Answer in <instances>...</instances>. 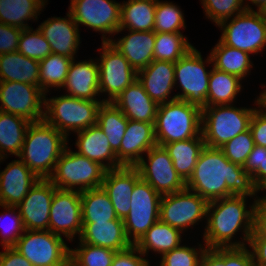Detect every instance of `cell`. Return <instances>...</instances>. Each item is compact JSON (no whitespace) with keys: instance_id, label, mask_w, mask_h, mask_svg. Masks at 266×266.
Masks as SVG:
<instances>
[{"instance_id":"d590c367","label":"cell","mask_w":266,"mask_h":266,"mask_svg":"<svg viewBox=\"0 0 266 266\" xmlns=\"http://www.w3.org/2000/svg\"><path fill=\"white\" fill-rule=\"evenodd\" d=\"M47 0H0V23L30 28L28 20H37ZM35 18V19H34Z\"/></svg>"},{"instance_id":"ee69618b","label":"cell","mask_w":266,"mask_h":266,"mask_svg":"<svg viewBox=\"0 0 266 266\" xmlns=\"http://www.w3.org/2000/svg\"><path fill=\"white\" fill-rule=\"evenodd\" d=\"M206 17L215 25L230 19L245 10H253L252 7L244 5L243 0H201Z\"/></svg>"},{"instance_id":"b9f144b4","label":"cell","mask_w":266,"mask_h":266,"mask_svg":"<svg viewBox=\"0 0 266 266\" xmlns=\"http://www.w3.org/2000/svg\"><path fill=\"white\" fill-rule=\"evenodd\" d=\"M116 251L87 243H79L75 249H70V259L77 266H111Z\"/></svg>"},{"instance_id":"6da1fadb","label":"cell","mask_w":266,"mask_h":266,"mask_svg":"<svg viewBox=\"0 0 266 266\" xmlns=\"http://www.w3.org/2000/svg\"><path fill=\"white\" fill-rule=\"evenodd\" d=\"M186 188L208 202L229 197L257 195L252 176L240 165L230 162L220 148L205 146Z\"/></svg>"},{"instance_id":"7c38bea8","label":"cell","mask_w":266,"mask_h":266,"mask_svg":"<svg viewBox=\"0 0 266 266\" xmlns=\"http://www.w3.org/2000/svg\"><path fill=\"white\" fill-rule=\"evenodd\" d=\"M208 201L187 188L162 195L159 220L182 232L207 216Z\"/></svg>"},{"instance_id":"277c9868","label":"cell","mask_w":266,"mask_h":266,"mask_svg":"<svg viewBox=\"0 0 266 266\" xmlns=\"http://www.w3.org/2000/svg\"><path fill=\"white\" fill-rule=\"evenodd\" d=\"M158 146L196 138L201 134L202 109L183 100L159 104L154 124Z\"/></svg>"},{"instance_id":"60d3db41","label":"cell","mask_w":266,"mask_h":266,"mask_svg":"<svg viewBox=\"0 0 266 266\" xmlns=\"http://www.w3.org/2000/svg\"><path fill=\"white\" fill-rule=\"evenodd\" d=\"M184 14L179 6L168 1L157 0L155 11V33H181L186 28Z\"/></svg>"},{"instance_id":"681fc988","label":"cell","mask_w":266,"mask_h":266,"mask_svg":"<svg viewBox=\"0 0 266 266\" xmlns=\"http://www.w3.org/2000/svg\"><path fill=\"white\" fill-rule=\"evenodd\" d=\"M143 256L144 255L132 245L124 251L116 252L111 266H150L149 260L143 258Z\"/></svg>"},{"instance_id":"7bdbcfd3","label":"cell","mask_w":266,"mask_h":266,"mask_svg":"<svg viewBox=\"0 0 266 266\" xmlns=\"http://www.w3.org/2000/svg\"><path fill=\"white\" fill-rule=\"evenodd\" d=\"M33 30L31 27L22 30L17 51L28 58L40 61L51 54L52 50L41 31L38 28Z\"/></svg>"},{"instance_id":"c3c4849f","label":"cell","mask_w":266,"mask_h":266,"mask_svg":"<svg viewBox=\"0 0 266 266\" xmlns=\"http://www.w3.org/2000/svg\"><path fill=\"white\" fill-rule=\"evenodd\" d=\"M243 168L252 176L256 188L262 192L266 186V147L254 145Z\"/></svg>"},{"instance_id":"11a10c76","label":"cell","mask_w":266,"mask_h":266,"mask_svg":"<svg viewBox=\"0 0 266 266\" xmlns=\"http://www.w3.org/2000/svg\"><path fill=\"white\" fill-rule=\"evenodd\" d=\"M0 252V266H34L14 247H3Z\"/></svg>"},{"instance_id":"4fadbf2b","label":"cell","mask_w":266,"mask_h":266,"mask_svg":"<svg viewBox=\"0 0 266 266\" xmlns=\"http://www.w3.org/2000/svg\"><path fill=\"white\" fill-rule=\"evenodd\" d=\"M101 50V51H100ZM99 90L108 93L103 102H113L135 80L137 72L131 67L128 60L109 42H102L99 49ZM102 52V53H101Z\"/></svg>"},{"instance_id":"9f6ffc18","label":"cell","mask_w":266,"mask_h":266,"mask_svg":"<svg viewBox=\"0 0 266 266\" xmlns=\"http://www.w3.org/2000/svg\"><path fill=\"white\" fill-rule=\"evenodd\" d=\"M199 266H226L225 248L206 249L201 257Z\"/></svg>"},{"instance_id":"5b68a950","label":"cell","mask_w":266,"mask_h":266,"mask_svg":"<svg viewBox=\"0 0 266 266\" xmlns=\"http://www.w3.org/2000/svg\"><path fill=\"white\" fill-rule=\"evenodd\" d=\"M102 103L65 94L48 99L45 96L44 120L68 138L70 131L76 133L97 124Z\"/></svg>"},{"instance_id":"52a82bcc","label":"cell","mask_w":266,"mask_h":266,"mask_svg":"<svg viewBox=\"0 0 266 266\" xmlns=\"http://www.w3.org/2000/svg\"><path fill=\"white\" fill-rule=\"evenodd\" d=\"M66 147L49 180L57 189L83 192L102 187L106 169Z\"/></svg>"},{"instance_id":"91938a15","label":"cell","mask_w":266,"mask_h":266,"mask_svg":"<svg viewBox=\"0 0 266 266\" xmlns=\"http://www.w3.org/2000/svg\"><path fill=\"white\" fill-rule=\"evenodd\" d=\"M248 1L254 4L258 8L257 9L258 11H263L266 8V0H248Z\"/></svg>"},{"instance_id":"2e32d148","label":"cell","mask_w":266,"mask_h":266,"mask_svg":"<svg viewBox=\"0 0 266 266\" xmlns=\"http://www.w3.org/2000/svg\"><path fill=\"white\" fill-rule=\"evenodd\" d=\"M0 111L25 118L29 122L44 119L45 93L40 87L21 82H0Z\"/></svg>"},{"instance_id":"f907efd6","label":"cell","mask_w":266,"mask_h":266,"mask_svg":"<svg viewBox=\"0 0 266 266\" xmlns=\"http://www.w3.org/2000/svg\"><path fill=\"white\" fill-rule=\"evenodd\" d=\"M21 28L0 23V54L17 51Z\"/></svg>"},{"instance_id":"e575fe53","label":"cell","mask_w":266,"mask_h":266,"mask_svg":"<svg viewBox=\"0 0 266 266\" xmlns=\"http://www.w3.org/2000/svg\"><path fill=\"white\" fill-rule=\"evenodd\" d=\"M82 223L108 222L119 219L103 187L80 192Z\"/></svg>"},{"instance_id":"8d00e7d4","label":"cell","mask_w":266,"mask_h":266,"mask_svg":"<svg viewBox=\"0 0 266 266\" xmlns=\"http://www.w3.org/2000/svg\"><path fill=\"white\" fill-rule=\"evenodd\" d=\"M242 79L239 77L219 71L214 67L209 76V88L206 100L207 106L233 105L237 94L241 92Z\"/></svg>"},{"instance_id":"7a4b0ae2","label":"cell","mask_w":266,"mask_h":266,"mask_svg":"<svg viewBox=\"0 0 266 266\" xmlns=\"http://www.w3.org/2000/svg\"><path fill=\"white\" fill-rule=\"evenodd\" d=\"M247 196L232 195L208 203L206 228L203 239L207 249L245 247L253 232L254 203L247 210ZM243 230V239L233 241L238 230ZM247 242V243H245Z\"/></svg>"},{"instance_id":"680465c9","label":"cell","mask_w":266,"mask_h":266,"mask_svg":"<svg viewBox=\"0 0 266 266\" xmlns=\"http://www.w3.org/2000/svg\"><path fill=\"white\" fill-rule=\"evenodd\" d=\"M255 104L258 105L257 108L261 109L266 114V89L260 93V96L255 100Z\"/></svg>"},{"instance_id":"44dd1931","label":"cell","mask_w":266,"mask_h":266,"mask_svg":"<svg viewBox=\"0 0 266 266\" xmlns=\"http://www.w3.org/2000/svg\"><path fill=\"white\" fill-rule=\"evenodd\" d=\"M38 181L20 159L13 160L0 171V205L17 206Z\"/></svg>"},{"instance_id":"ab89813d","label":"cell","mask_w":266,"mask_h":266,"mask_svg":"<svg viewBox=\"0 0 266 266\" xmlns=\"http://www.w3.org/2000/svg\"><path fill=\"white\" fill-rule=\"evenodd\" d=\"M193 47L182 33H156L153 58L176 63Z\"/></svg>"},{"instance_id":"7402d4cb","label":"cell","mask_w":266,"mask_h":266,"mask_svg":"<svg viewBox=\"0 0 266 266\" xmlns=\"http://www.w3.org/2000/svg\"><path fill=\"white\" fill-rule=\"evenodd\" d=\"M140 174L135 167L123 166L118 169L106 170L102 187L113 204L116 215L124 220L131 208L130 197Z\"/></svg>"},{"instance_id":"f35d334b","label":"cell","mask_w":266,"mask_h":266,"mask_svg":"<svg viewBox=\"0 0 266 266\" xmlns=\"http://www.w3.org/2000/svg\"><path fill=\"white\" fill-rule=\"evenodd\" d=\"M72 60L67 56L51 53L39 61L40 88L45 96L50 87L62 88Z\"/></svg>"},{"instance_id":"484cf974","label":"cell","mask_w":266,"mask_h":266,"mask_svg":"<svg viewBox=\"0 0 266 266\" xmlns=\"http://www.w3.org/2000/svg\"><path fill=\"white\" fill-rule=\"evenodd\" d=\"M128 35L109 43L128 60L131 67L140 71L147 67L153 60L156 33L154 31H131Z\"/></svg>"},{"instance_id":"5bb4252c","label":"cell","mask_w":266,"mask_h":266,"mask_svg":"<svg viewBox=\"0 0 266 266\" xmlns=\"http://www.w3.org/2000/svg\"><path fill=\"white\" fill-rule=\"evenodd\" d=\"M69 12L78 27L82 24L103 33L102 42L112 40L110 35L120 29L121 3L115 0H71Z\"/></svg>"},{"instance_id":"f5cc1de1","label":"cell","mask_w":266,"mask_h":266,"mask_svg":"<svg viewBox=\"0 0 266 266\" xmlns=\"http://www.w3.org/2000/svg\"><path fill=\"white\" fill-rule=\"evenodd\" d=\"M250 130L254 144L266 147V114L261 109H256L250 122Z\"/></svg>"},{"instance_id":"836d02e7","label":"cell","mask_w":266,"mask_h":266,"mask_svg":"<svg viewBox=\"0 0 266 266\" xmlns=\"http://www.w3.org/2000/svg\"><path fill=\"white\" fill-rule=\"evenodd\" d=\"M210 57L215 69L235 75L242 80L249 75L253 67L249 53L229 47L220 40L212 48Z\"/></svg>"},{"instance_id":"816d5d0a","label":"cell","mask_w":266,"mask_h":266,"mask_svg":"<svg viewBox=\"0 0 266 266\" xmlns=\"http://www.w3.org/2000/svg\"><path fill=\"white\" fill-rule=\"evenodd\" d=\"M226 266H256L253 255L247 247L225 248Z\"/></svg>"},{"instance_id":"603a6c76","label":"cell","mask_w":266,"mask_h":266,"mask_svg":"<svg viewBox=\"0 0 266 266\" xmlns=\"http://www.w3.org/2000/svg\"><path fill=\"white\" fill-rule=\"evenodd\" d=\"M137 79L146 93L158 104L176 100L170 96L175 86V63L153 60L147 67L137 72Z\"/></svg>"},{"instance_id":"3957f363","label":"cell","mask_w":266,"mask_h":266,"mask_svg":"<svg viewBox=\"0 0 266 266\" xmlns=\"http://www.w3.org/2000/svg\"><path fill=\"white\" fill-rule=\"evenodd\" d=\"M68 138L44 119L28 126L19 159L39 178L49 179Z\"/></svg>"},{"instance_id":"ba28073f","label":"cell","mask_w":266,"mask_h":266,"mask_svg":"<svg viewBox=\"0 0 266 266\" xmlns=\"http://www.w3.org/2000/svg\"><path fill=\"white\" fill-rule=\"evenodd\" d=\"M220 41L249 54H258L266 46V19L262 11L245 10L217 25Z\"/></svg>"},{"instance_id":"e0dca14e","label":"cell","mask_w":266,"mask_h":266,"mask_svg":"<svg viewBox=\"0 0 266 266\" xmlns=\"http://www.w3.org/2000/svg\"><path fill=\"white\" fill-rule=\"evenodd\" d=\"M49 230L73 241L80 238L82 225L81 196L78 191L57 189L54 192L50 208Z\"/></svg>"},{"instance_id":"6125c7cd","label":"cell","mask_w":266,"mask_h":266,"mask_svg":"<svg viewBox=\"0 0 266 266\" xmlns=\"http://www.w3.org/2000/svg\"><path fill=\"white\" fill-rule=\"evenodd\" d=\"M263 190H266V186L262 189V191ZM264 202H266V195L265 196H262V197H260Z\"/></svg>"},{"instance_id":"7dc6e473","label":"cell","mask_w":266,"mask_h":266,"mask_svg":"<svg viewBox=\"0 0 266 266\" xmlns=\"http://www.w3.org/2000/svg\"><path fill=\"white\" fill-rule=\"evenodd\" d=\"M199 248L180 246L161 256L160 266H199L206 246L198 245ZM198 249V250H197Z\"/></svg>"},{"instance_id":"6f0895ef","label":"cell","mask_w":266,"mask_h":266,"mask_svg":"<svg viewBox=\"0 0 266 266\" xmlns=\"http://www.w3.org/2000/svg\"><path fill=\"white\" fill-rule=\"evenodd\" d=\"M248 245L256 266H266V238H250Z\"/></svg>"},{"instance_id":"9c48e42d","label":"cell","mask_w":266,"mask_h":266,"mask_svg":"<svg viewBox=\"0 0 266 266\" xmlns=\"http://www.w3.org/2000/svg\"><path fill=\"white\" fill-rule=\"evenodd\" d=\"M206 63L213 64L210 55L203 60L201 52L195 47L175 63V86L179 83L182 93L175 94L177 100L194 104L201 109L206 107L211 70ZM207 70V71H206Z\"/></svg>"},{"instance_id":"f546056e","label":"cell","mask_w":266,"mask_h":266,"mask_svg":"<svg viewBox=\"0 0 266 266\" xmlns=\"http://www.w3.org/2000/svg\"><path fill=\"white\" fill-rule=\"evenodd\" d=\"M177 228L158 220L134 245L144 256L151 250L163 256L165 253L181 246V234Z\"/></svg>"},{"instance_id":"ffe728a7","label":"cell","mask_w":266,"mask_h":266,"mask_svg":"<svg viewBox=\"0 0 266 266\" xmlns=\"http://www.w3.org/2000/svg\"><path fill=\"white\" fill-rule=\"evenodd\" d=\"M66 17L48 18L38 29L50 44L52 53L75 59L81 43L80 31L69 11Z\"/></svg>"},{"instance_id":"9a60e30c","label":"cell","mask_w":266,"mask_h":266,"mask_svg":"<svg viewBox=\"0 0 266 266\" xmlns=\"http://www.w3.org/2000/svg\"><path fill=\"white\" fill-rule=\"evenodd\" d=\"M134 167L140 178L160 195L172 194L186 189V182L176 172L172 159L164 147L156 145Z\"/></svg>"},{"instance_id":"1f68e13d","label":"cell","mask_w":266,"mask_h":266,"mask_svg":"<svg viewBox=\"0 0 266 266\" xmlns=\"http://www.w3.org/2000/svg\"><path fill=\"white\" fill-rule=\"evenodd\" d=\"M205 146L201 133L196 138L168 143L163 147L169 153L176 172L187 182Z\"/></svg>"},{"instance_id":"8992f818","label":"cell","mask_w":266,"mask_h":266,"mask_svg":"<svg viewBox=\"0 0 266 266\" xmlns=\"http://www.w3.org/2000/svg\"><path fill=\"white\" fill-rule=\"evenodd\" d=\"M257 108H237L232 105L202 108L201 133L205 145L221 148L228 141L250 129V122Z\"/></svg>"},{"instance_id":"74e56055","label":"cell","mask_w":266,"mask_h":266,"mask_svg":"<svg viewBox=\"0 0 266 266\" xmlns=\"http://www.w3.org/2000/svg\"><path fill=\"white\" fill-rule=\"evenodd\" d=\"M97 125L108 138L112 150L116 153L128 125V119L112 102H103L98 110Z\"/></svg>"},{"instance_id":"f6af8a7d","label":"cell","mask_w":266,"mask_h":266,"mask_svg":"<svg viewBox=\"0 0 266 266\" xmlns=\"http://www.w3.org/2000/svg\"><path fill=\"white\" fill-rule=\"evenodd\" d=\"M0 206L4 208V210L6 211L4 213H1L0 216V222H3L0 224L1 226L0 235L2 236L0 243L1 246L3 247H13L18 242V239L23 235L25 231L23 220L20 216V212L17 206H8V205H0Z\"/></svg>"},{"instance_id":"30bf717a","label":"cell","mask_w":266,"mask_h":266,"mask_svg":"<svg viewBox=\"0 0 266 266\" xmlns=\"http://www.w3.org/2000/svg\"><path fill=\"white\" fill-rule=\"evenodd\" d=\"M13 247L34 266H65L70 259L62 236L50 230H25Z\"/></svg>"},{"instance_id":"d6986e66","label":"cell","mask_w":266,"mask_h":266,"mask_svg":"<svg viewBox=\"0 0 266 266\" xmlns=\"http://www.w3.org/2000/svg\"><path fill=\"white\" fill-rule=\"evenodd\" d=\"M157 145L154 124L128 119L120 149L116 152L122 166L134 167L151 148Z\"/></svg>"},{"instance_id":"ac0fdd59","label":"cell","mask_w":266,"mask_h":266,"mask_svg":"<svg viewBox=\"0 0 266 266\" xmlns=\"http://www.w3.org/2000/svg\"><path fill=\"white\" fill-rule=\"evenodd\" d=\"M56 190L49 179H39L17 205L25 230H49L50 208Z\"/></svg>"},{"instance_id":"d4e9b609","label":"cell","mask_w":266,"mask_h":266,"mask_svg":"<svg viewBox=\"0 0 266 266\" xmlns=\"http://www.w3.org/2000/svg\"><path fill=\"white\" fill-rule=\"evenodd\" d=\"M75 146L78 154L99 163L106 170L123 167L112 150L105 133L96 124L78 131ZM106 162V163H105Z\"/></svg>"},{"instance_id":"94428289","label":"cell","mask_w":266,"mask_h":266,"mask_svg":"<svg viewBox=\"0 0 266 266\" xmlns=\"http://www.w3.org/2000/svg\"><path fill=\"white\" fill-rule=\"evenodd\" d=\"M65 266H77V265L71 259H69L65 264Z\"/></svg>"},{"instance_id":"f1b7e54d","label":"cell","mask_w":266,"mask_h":266,"mask_svg":"<svg viewBox=\"0 0 266 266\" xmlns=\"http://www.w3.org/2000/svg\"><path fill=\"white\" fill-rule=\"evenodd\" d=\"M39 61L18 51L0 54V82H21L40 87Z\"/></svg>"},{"instance_id":"4dcf8cb0","label":"cell","mask_w":266,"mask_h":266,"mask_svg":"<svg viewBox=\"0 0 266 266\" xmlns=\"http://www.w3.org/2000/svg\"><path fill=\"white\" fill-rule=\"evenodd\" d=\"M157 0H128L121 4L120 29L154 31Z\"/></svg>"},{"instance_id":"4316f807","label":"cell","mask_w":266,"mask_h":266,"mask_svg":"<svg viewBox=\"0 0 266 266\" xmlns=\"http://www.w3.org/2000/svg\"><path fill=\"white\" fill-rule=\"evenodd\" d=\"M112 103L122 111L127 119L155 124L159 104L151 99L138 79Z\"/></svg>"},{"instance_id":"db71d44e","label":"cell","mask_w":266,"mask_h":266,"mask_svg":"<svg viewBox=\"0 0 266 266\" xmlns=\"http://www.w3.org/2000/svg\"><path fill=\"white\" fill-rule=\"evenodd\" d=\"M250 238H266V202L260 197L255 201L253 232Z\"/></svg>"},{"instance_id":"83f0119b","label":"cell","mask_w":266,"mask_h":266,"mask_svg":"<svg viewBox=\"0 0 266 266\" xmlns=\"http://www.w3.org/2000/svg\"><path fill=\"white\" fill-rule=\"evenodd\" d=\"M83 230L79 243L110 248L116 252L124 251L132 246L125 233L122 219L108 222L82 223Z\"/></svg>"},{"instance_id":"be15d7a7","label":"cell","mask_w":266,"mask_h":266,"mask_svg":"<svg viewBox=\"0 0 266 266\" xmlns=\"http://www.w3.org/2000/svg\"><path fill=\"white\" fill-rule=\"evenodd\" d=\"M266 19V8L262 11Z\"/></svg>"},{"instance_id":"cb8c5ba5","label":"cell","mask_w":266,"mask_h":266,"mask_svg":"<svg viewBox=\"0 0 266 266\" xmlns=\"http://www.w3.org/2000/svg\"><path fill=\"white\" fill-rule=\"evenodd\" d=\"M62 88L68 92L69 96L92 100H98L96 96L100 95L99 90V66L97 61L90 59L89 61L76 62L75 59L69 67L67 78Z\"/></svg>"},{"instance_id":"d6a6232c","label":"cell","mask_w":266,"mask_h":266,"mask_svg":"<svg viewBox=\"0 0 266 266\" xmlns=\"http://www.w3.org/2000/svg\"><path fill=\"white\" fill-rule=\"evenodd\" d=\"M30 123L23 117L0 111V158H7L8 153L19 156Z\"/></svg>"},{"instance_id":"bcb514c9","label":"cell","mask_w":266,"mask_h":266,"mask_svg":"<svg viewBox=\"0 0 266 266\" xmlns=\"http://www.w3.org/2000/svg\"><path fill=\"white\" fill-rule=\"evenodd\" d=\"M254 140L251 130L238 134L236 137L224 144L220 149L225 157L232 163L244 166L248 155L254 147Z\"/></svg>"},{"instance_id":"8fae6325","label":"cell","mask_w":266,"mask_h":266,"mask_svg":"<svg viewBox=\"0 0 266 266\" xmlns=\"http://www.w3.org/2000/svg\"><path fill=\"white\" fill-rule=\"evenodd\" d=\"M131 208L123 220L127 239L135 245L146 231L159 220L162 195L146 181L139 179L130 197Z\"/></svg>"}]
</instances>
